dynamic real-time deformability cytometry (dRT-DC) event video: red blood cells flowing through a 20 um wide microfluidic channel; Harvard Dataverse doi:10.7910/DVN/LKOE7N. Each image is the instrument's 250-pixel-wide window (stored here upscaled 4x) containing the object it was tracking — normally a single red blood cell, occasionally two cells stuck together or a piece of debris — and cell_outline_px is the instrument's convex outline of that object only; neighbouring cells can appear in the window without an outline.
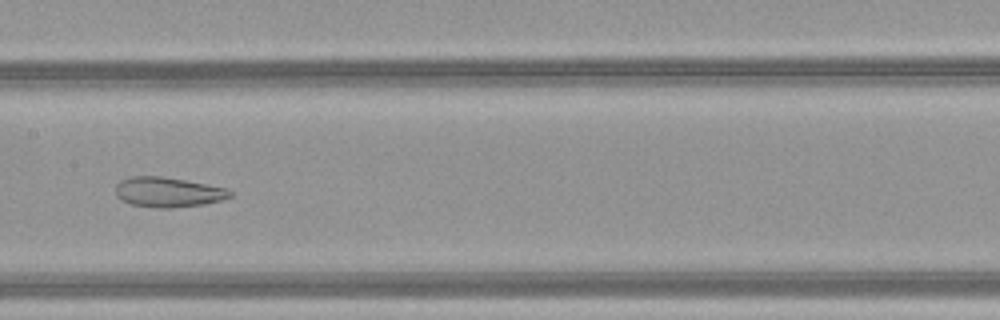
{"species": "common noctule bat (a hibernating species)", "species_latin": "Nyctalus noctula", "temperature_condition": "warm", "stored_images_in_passage": 50, "camera_frame_rate_fps": 3000, "um_per_image_px": 0.085, "animal": {"sex": "female", "body_mass_g": 21.9}, "frame": {"image": 1, "passage_image": 27, "time_ms": 8.667, "image_size_px": [1000, 320], "cell_outline_px": [[232, 196], [224, 200], [204, 204], [172, 208], [156, 208], [132, 204], [120, 200], [116, 196], [116, 184], [120, 180], [132, 176], [160, 176], [184, 180], [228, 188], [232, 192]], "centroid_in_image_um": [14.29, 16.34], "position_along_channel_um": 193.1, "area_um2": 20.11}}
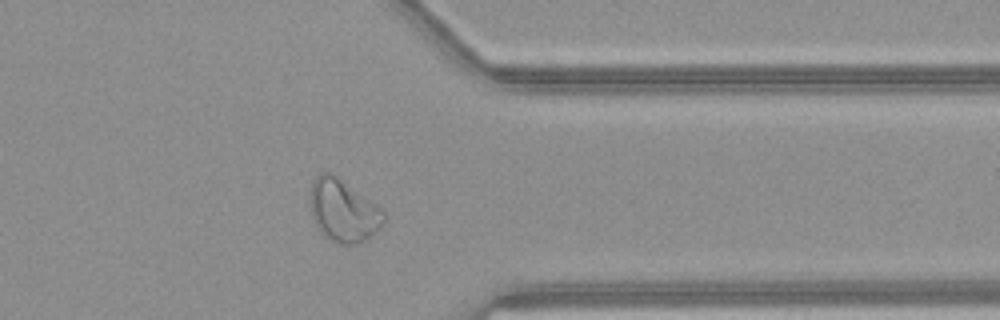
{"frame": {"image": 2, "passage_image": 41, "time_ms": 13.333, "image_size_px": [1000, 320], "cell_outline_px": [[384, 220], [380, 228], [376, 232], [360, 244], [340, 244], [332, 240], [320, 232], [316, 228], [308, 204], [308, 196], [312, 180], [320, 172], [332, 172], [384, 208]], "centroid_in_image_um": [29.15, 17.87], "position_along_channel_um": 382.2, "area_um2": 27.57}}
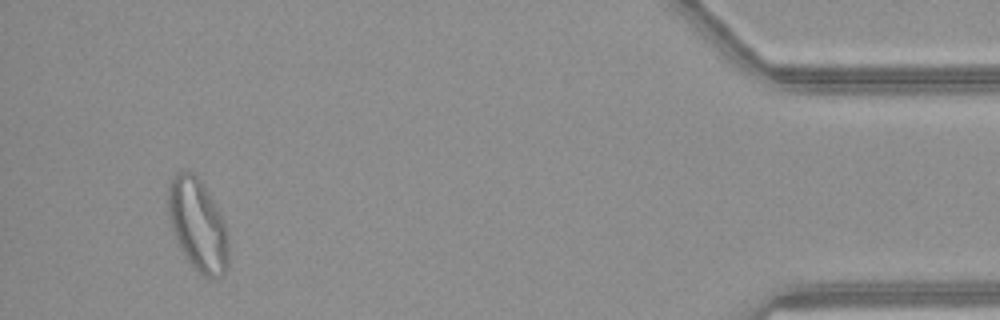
{"frame": {"image": 3, "passage_image": 48, "time_ms": 15.667, "image_size_px": [1000, 320], "cell_outline_px": [[228, 268], [220, 276], [212, 280], [204, 276], [188, 260], [180, 248], [172, 228], [168, 216], [168, 184], [176, 172], [192, 172], [200, 180], [220, 212], [228, 232]], "centroid_in_image_um": [16.82, 19.13], "position_along_channel_um": 418.4, "area_um2": 32.19}, "authors_computed_cell_mechanics": {"area_um2": 29.6514, "velocity_mm_per_s": 4.1805, "shape_relaxation_time_tau1_ms": null, "shape_relaxation_time_tau2_ms": 1.9067, "deformation_change_tau1": null, "deformation_change_tau2": 0.1027}}